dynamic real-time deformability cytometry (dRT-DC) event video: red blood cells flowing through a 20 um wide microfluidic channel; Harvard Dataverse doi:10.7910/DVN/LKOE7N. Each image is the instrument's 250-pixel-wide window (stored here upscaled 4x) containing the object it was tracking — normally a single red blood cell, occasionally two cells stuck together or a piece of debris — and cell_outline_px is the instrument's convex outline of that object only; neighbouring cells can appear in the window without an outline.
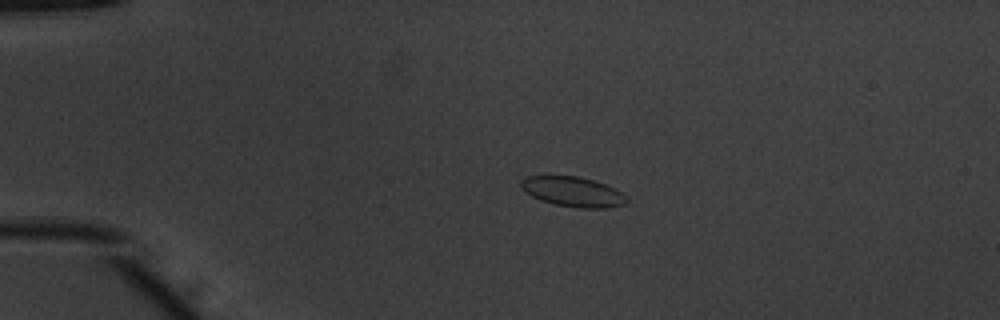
{"species": "common noctule bat (a hibernating species)", "species_latin": "Nyctalus noctula", "temperature_condition": "warm", "stored_images_in_passage": 53, "camera_frame_rate_fps": 3000, "um_per_image_px": 0.085, "animal": {"sex": "male", "body_mass_g": 20.1, "forearm_length_mm": 53.5}, "frame": {"image": 1, "passage_image": 12, "time_ms": 3.667, "image_size_px": [1000, 320], "cell_outline_px": [[628, 200], [624, 204], [608, 208], [580, 208], [556, 204], [540, 200], [524, 192], [520, 184], [520, 180], [524, 176], [580, 176], [604, 184], [620, 192]], "centroid_in_image_um": [48.64, 16.29], "position_along_channel_um": 36.4, "area_um2": 18.26}}
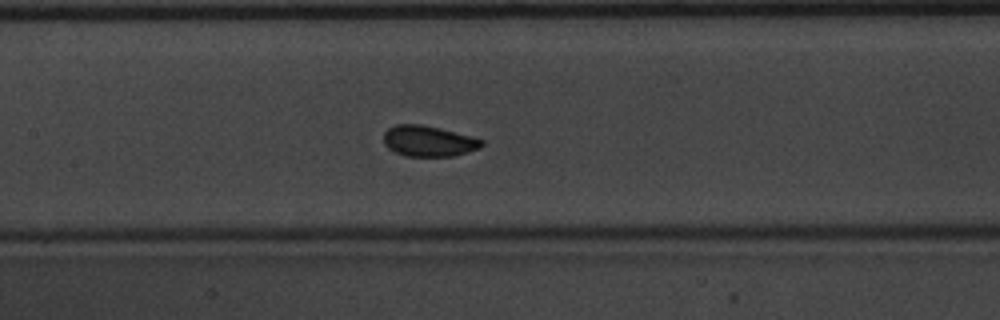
{"frame": {"image": 2, "passage_image": 26, "time_ms": 8.333, "image_size_px": [1000, 320], "cell_outline_px": [[484, 144], [480, 148], [452, 156], [404, 156], [388, 148], [384, 144], [384, 132], [388, 128], [396, 124], [420, 124], [440, 128], [484, 140]], "centroid_in_image_um": [36.4, 11.99], "position_along_channel_um": 171.0, "area_um2": 17.51}}
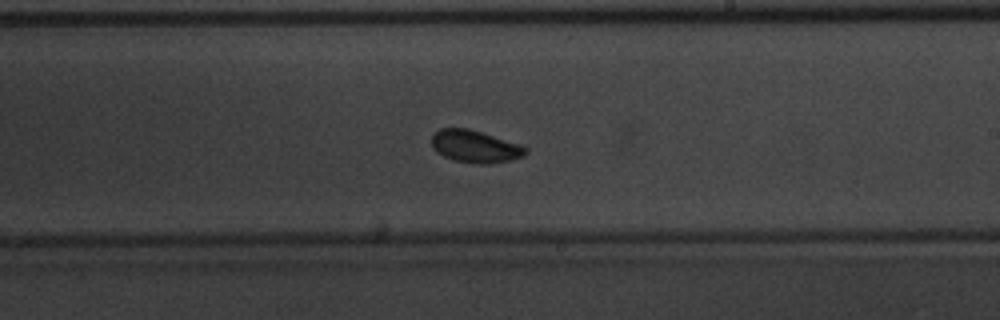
{"frame": {"image": 3, "passage_image": 32, "time_ms": 10.333, "image_size_px": [1000, 320], "cell_outline_px": [[528, 152], [524, 156], [512, 160], [488, 164], [476, 164], [452, 160], [436, 152], [432, 148], [432, 136], [440, 128], [468, 128], [520, 144], [528, 148]], "centroid_in_image_um": [40.39, 12.46], "position_along_channel_um": 248.6, "area_um2": 17.86}, "authors_computed_cell_mechanics": {"area_um2": 17.8024, "velocity_mm_per_s": 3.8936, "shape_relaxation_time_tau1_ms": 8.7375, "shape_relaxation_time_tau2_ms": null, "deformation_change_tau1": 0.2257, "deformation_change_tau2": null}}